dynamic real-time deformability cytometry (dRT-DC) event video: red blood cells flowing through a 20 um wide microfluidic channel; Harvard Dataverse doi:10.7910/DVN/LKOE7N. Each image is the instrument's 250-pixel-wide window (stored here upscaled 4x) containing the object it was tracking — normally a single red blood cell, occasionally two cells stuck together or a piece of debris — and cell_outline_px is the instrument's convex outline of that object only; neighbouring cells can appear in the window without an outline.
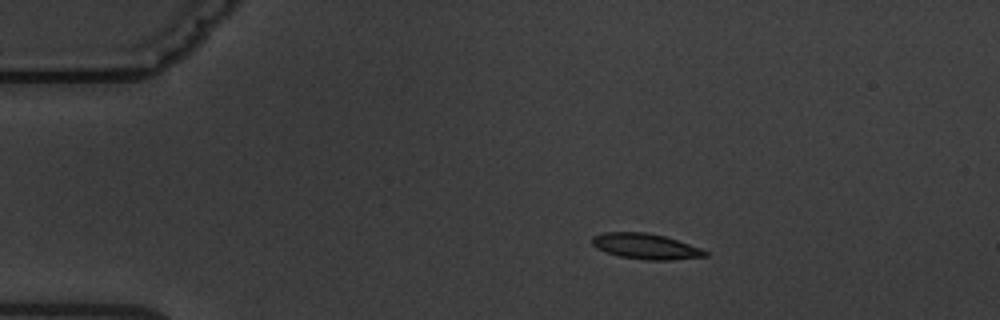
{"species": "common noctule bat (a hibernating species)", "species_latin": "Nyctalus noctula", "temperature_condition": "warm", "stored_images_in_passage": 5, "camera_frame_rate_fps": 3000, "um_per_image_px": 0.085, "animal": {"sex": "male", "body_mass_g": 19.5, "forearm_length_mm": 54.6}, "frame": {"image": 1, "passage_image": 1, "time_ms": 0.0, "image_size_px": [1000, 320], "cell_outline_px": [[708, 256], [672, 260], [644, 260], [620, 256], [596, 248], [592, 244], [592, 236], [604, 232], [648, 232], [664, 236], [700, 248], [708, 252]], "centroid_in_image_um": [54.87, 20.94], "position_along_channel_um": 30.1, "area_um2": 16.76}}
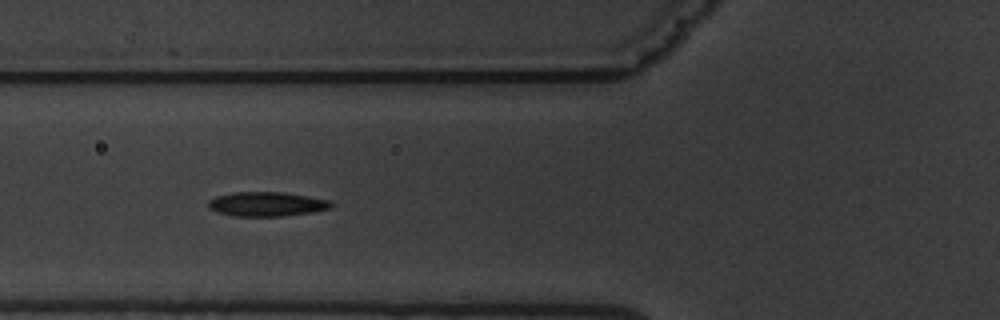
{"frame": {"image": 2, "passage_image": 4, "time_ms": 3.667, "image_size_px": [1000, 320], "cell_outline_px": [[332, 208], [312, 212], [284, 216], [232, 216], [216, 212], [208, 208], [208, 200], [216, 196], [236, 192], [284, 192], [308, 196], [328, 200], [332, 204]], "centroid_in_image_um": [22.64, 17.35], "position_along_channel_um": 103.2, "area_um2": 17.51}}
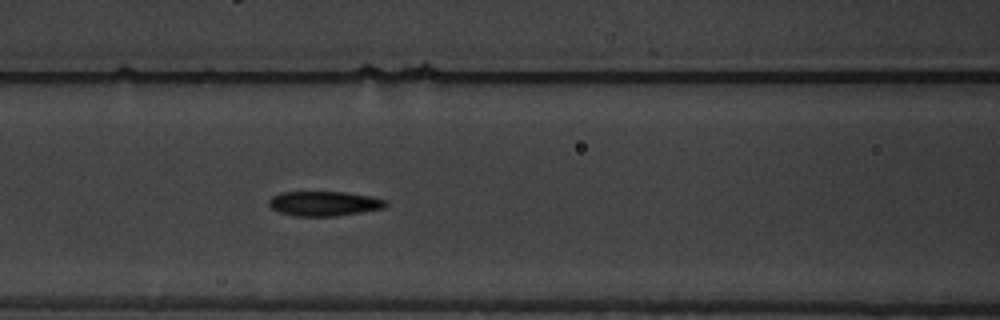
{"frame": {"image": 3, "passage_image": 5, "time_ms": 4.667, "image_size_px": [1000, 320], "cell_outline_px": [[388, 204], [384, 208], [336, 216], [296, 216], [280, 212], [272, 208], [268, 204], [268, 200], [272, 196], [280, 192], [344, 192], [368, 196], [384, 200]], "centroid_in_image_um": [27.51, 17.3], "position_along_channel_um": 139.1, "area_um2": 16.65}}